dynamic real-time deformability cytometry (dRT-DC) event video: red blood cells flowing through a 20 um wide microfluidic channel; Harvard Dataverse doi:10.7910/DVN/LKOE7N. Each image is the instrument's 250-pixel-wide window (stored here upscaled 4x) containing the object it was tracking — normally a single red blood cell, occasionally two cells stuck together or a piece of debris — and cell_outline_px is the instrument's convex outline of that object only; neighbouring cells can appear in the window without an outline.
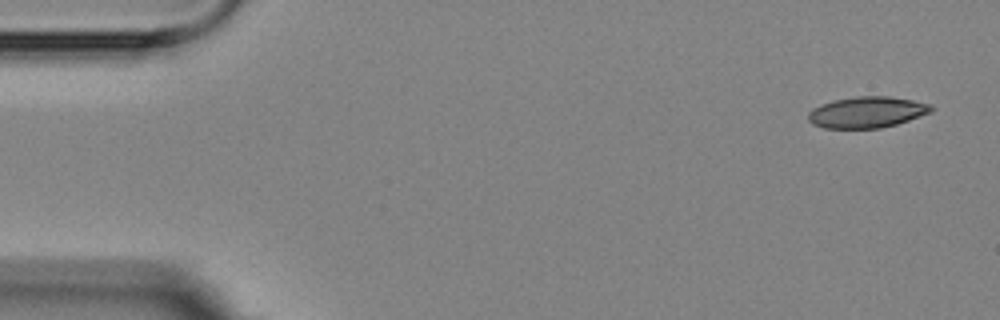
{"species": "Egyptian fruit bat (a non-hibernating species)", "species_latin": "Rousettus aegyptiacus", "temperature_condition": "room temperature", "stored_images_in_passage": 3, "camera_frame_rate_fps": 3000, "um_per_image_px": 0.085, "animal": {"sex": "female"}, "frame": {"image": 1, "passage_image": 1, "time_ms": 0.0, "image_size_px": [1000, 320], "cell_outline_px": [[936, 108], [932, 112], [896, 124], [880, 128], [824, 128], [812, 124], [808, 120], [808, 112], [812, 108], [820, 104], [832, 100], [856, 96], [888, 96], [912, 100], [932, 104]], "centroid_in_image_um": [73.69, 9.53], "position_along_channel_um": 11.3, "area_um2": 22.54}}